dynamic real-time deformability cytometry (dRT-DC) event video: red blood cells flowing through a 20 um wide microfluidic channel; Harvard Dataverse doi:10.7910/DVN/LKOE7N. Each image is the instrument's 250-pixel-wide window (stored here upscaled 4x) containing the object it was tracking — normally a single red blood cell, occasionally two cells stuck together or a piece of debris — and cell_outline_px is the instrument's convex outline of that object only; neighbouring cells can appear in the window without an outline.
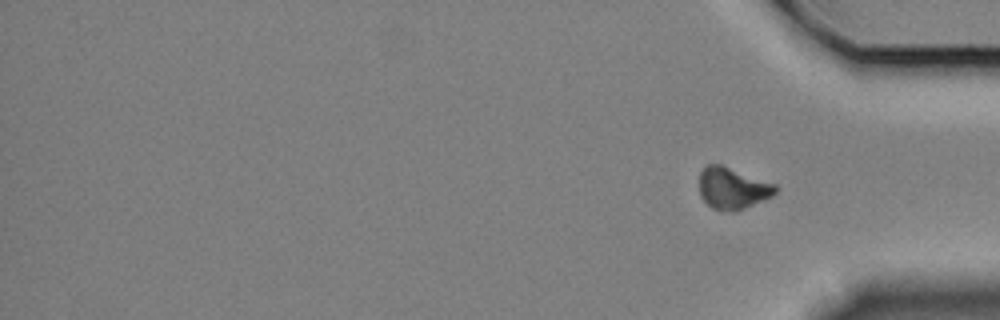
{"species": "Egyptian fruit bat (a non-hibernating species)", "species_latin": "Rousettus aegyptiacus", "temperature_condition": "cold", "stored_images_in_passage": 57, "segment_of_instrument_passage": [2, 2], "camera_frame_rate_fps": 3000, "um_per_image_px": 0.085, "animal": {"sex": "female"}, "frame": {"image": 1, "passage_image": 57, "time_ms": 18.667, "image_size_px": [1000, 320], "cell_outline_px": [[776, 192], [772, 196], [764, 200], [736, 212], [732, 212], [712, 208], [700, 196], [700, 172], [704, 164], [720, 164], [776, 184]], "centroid_in_image_um": [62.26, 16.0], "position_along_channel_um": 372.9, "area_um2": 18.5}}